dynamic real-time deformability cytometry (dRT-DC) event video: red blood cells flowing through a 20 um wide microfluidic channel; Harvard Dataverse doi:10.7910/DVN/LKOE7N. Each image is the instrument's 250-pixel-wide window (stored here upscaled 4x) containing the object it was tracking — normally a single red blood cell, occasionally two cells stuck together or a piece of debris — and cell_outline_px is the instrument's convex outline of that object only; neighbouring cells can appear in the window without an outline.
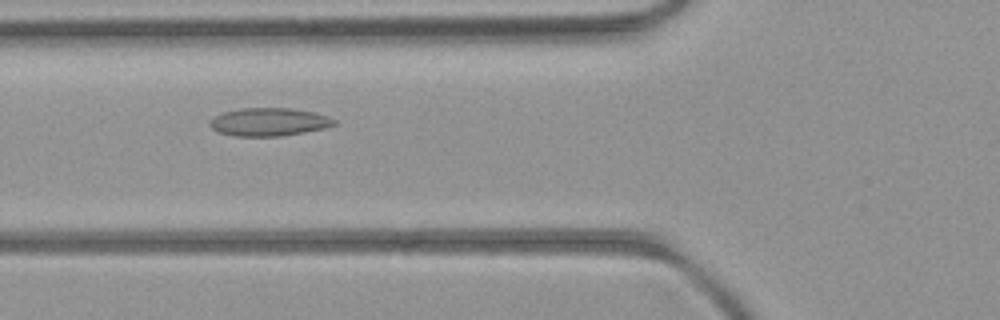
{"species": "common noctule bat (a hibernating species)", "species_latin": "Nyctalus noctula", "temperature_condition": "room temperature", "stored_images_in_passage": 49, "camera_frame_rate_fps": 3000, "um_per_image_px": 0.085, "animal": {"sex": "female", "body_mass_g": 21.9}, "frame": {"image": 1, "passage_image": 17, "time_ms": 5.333, "image_size_px": [1000, 320], "cell_outline_px": [[340, 124], [324, 128], [304, 132], [280, 136], [236, 136], [216, 132], [208, 124], [208, 120], [212, 116], [224, 112], [240, 108], [292, 108], [312, 112], [328, 116], [336, 120]], "centroid_in_image_um": [22.84, 10.36], "position_along_channel_um": 103.0, "area_um2": 20.58}}
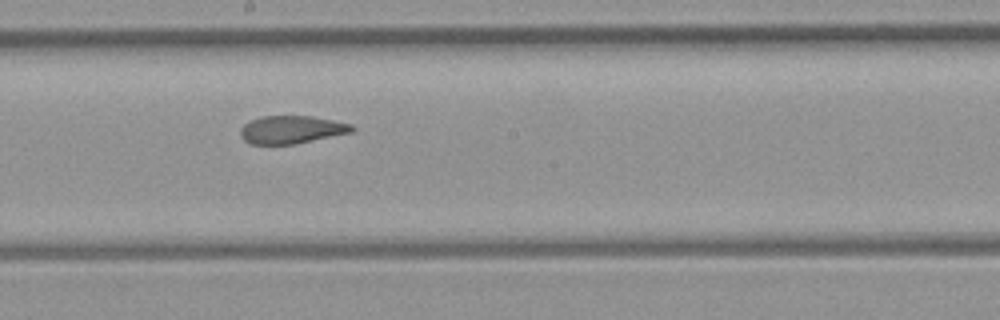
{"frame": {"image": 2, "passage_image": 26, "time_ms": 8.333, "image_size_px": [1000, 320], "cell_outline_px": [[356, 128], [352, 132], [296, 144], [252, 144], [244, 140], [240, 136], [240, 128], [244, 124], [260, 116], [312, 116], [352, 124]], "centroid_in_image_um": [24.78, 11.02], "position_along_channel_um": 223.4, "area_um2": 18.15}}
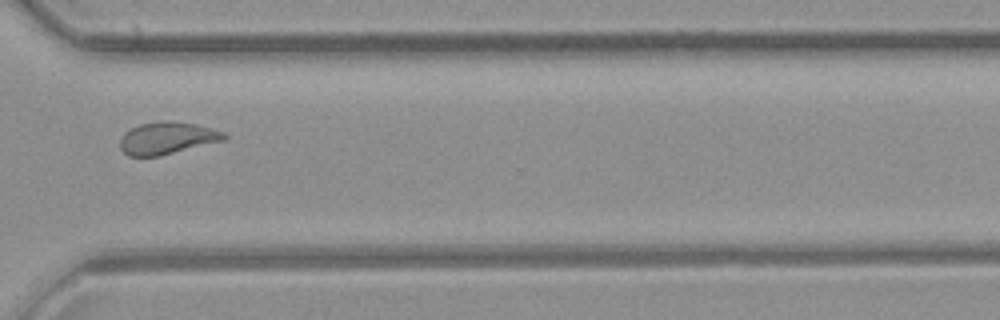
{"frame": {"image": 3, "passage_image": 36, "time_ms": 11.667, "image_size_px": [1000, 320], "cell_outline_px": [[228, 136], [224, 140], [160, 156], [128, 156], [120, 148], [120, 140], [124, 132], [140, 124], [164, 120], [168, 120], [196, 124], [224, 132]], "centroid_in_image_um": [14.2, 11.74], "position_along_channel_um": 356.4, "area_um2": 19.48}, "authors_computed_cell_mechanics": {"area_um2": 19.9988, "velocity_mm_per_s": 3.9983, "shape_relaxation_time_tau1_ms": null, "shape_relaxation_time_tau2_ms": 2.3065, "deformation_change_tau1": null, "deformation_change_tau2": 0.085}}